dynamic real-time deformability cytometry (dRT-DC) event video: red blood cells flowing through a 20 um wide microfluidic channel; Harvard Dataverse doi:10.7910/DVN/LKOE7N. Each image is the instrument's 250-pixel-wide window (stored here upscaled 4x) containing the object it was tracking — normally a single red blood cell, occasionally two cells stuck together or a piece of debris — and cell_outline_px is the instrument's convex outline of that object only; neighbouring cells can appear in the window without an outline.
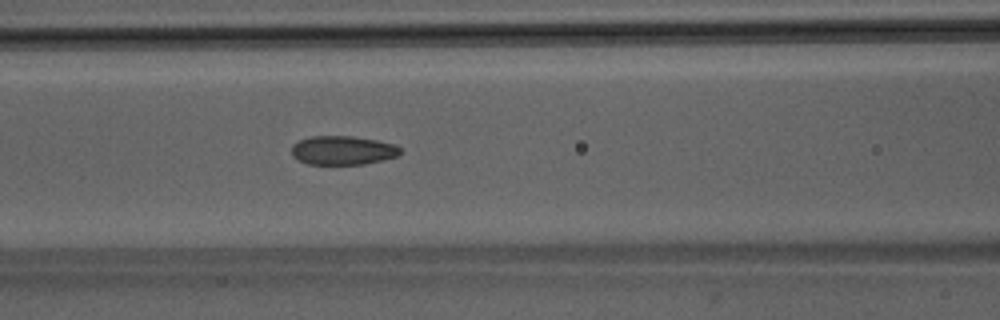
{"species": "Egyptian fruit bat (a non-hibernating species)", "species_latin": "Rousettus aegyptiacus", "temperature_condition": "room temperature", "stored_images_in_passage": 51, "camera_frame_rate_fps": 3000, "um_per_image_px": 0.085, "animal": {"sex": "male"}, "frame": {"image": 1, "passage_image": 22, "time_ms": 7.0, "image_size_px": [1000, 320], "cell_outline_px": [[400, 152], [396, 156], [384, 160], [364, 164], [308, 164], [292, 156], [292, 144], [300, 140], [312, 136], [352, 136], [376, 140], [396, 144], [400, 148]], "centroid_in_image_um": [29.14, 12.77], "position_along_channel_um": 137.5, "area_um2": 18.26}}
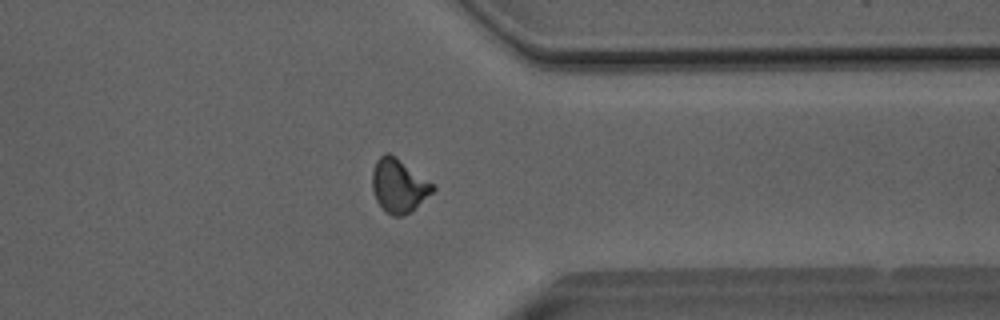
{"frame": {"image": 2, "passage_image": 40, "time_ms": 13.0, "image_size_px": [1000, 320], "cell_outline_px": [[436, 188], [432, 192], [408, 212], [400, 216], [392, 216], [376, 200], [372, 188], [372, 172], [376, 160], [384, 152], [388, 152], [396, 156], [436, 184]], "centroid_in_image_um": [33.89, 15.72], "position_along_channel_um": 377.5, "area_um2": 18.79}}
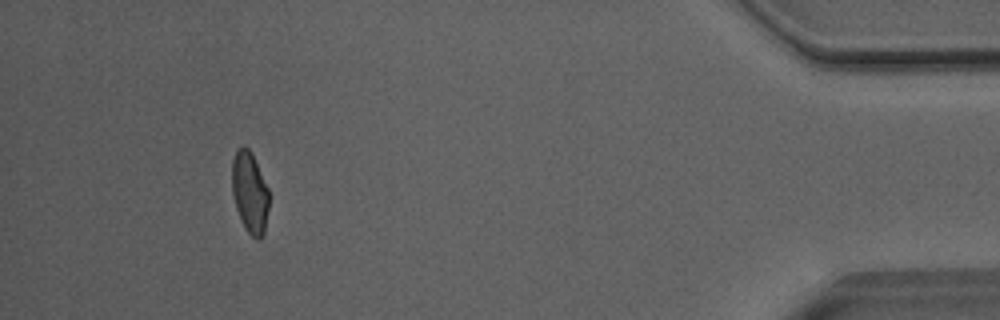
{"frame": {"image": 3, "passage_image": 47, "time_ms": 15.333, "image_size_px": [1000, 320], "cell_outline_px": [[268, 208], [264, 232], [260, 240], [256, 240], [244, 228], [240, 220], [236, 208], [232, 192], [232, 160], [240, 144], [244, 144], [252, 152], [268, 188]], "centroid_in_image_um": [21.22, 16.34], "position_along_channel_um": 414.0, "area_um2": 17.69}, "authors_computed_cell_mechanics": {"area_um2": 18.6116, "velocity_mm_per_s": 4.0751, "shape_relaxation_time_tau1_ms": 7.3925, "shape_relaxation_time_tau2_ms": 1.6298, "deformation_change_tau1": 0.1512, "deformation_change_tau2": 0.0713}}